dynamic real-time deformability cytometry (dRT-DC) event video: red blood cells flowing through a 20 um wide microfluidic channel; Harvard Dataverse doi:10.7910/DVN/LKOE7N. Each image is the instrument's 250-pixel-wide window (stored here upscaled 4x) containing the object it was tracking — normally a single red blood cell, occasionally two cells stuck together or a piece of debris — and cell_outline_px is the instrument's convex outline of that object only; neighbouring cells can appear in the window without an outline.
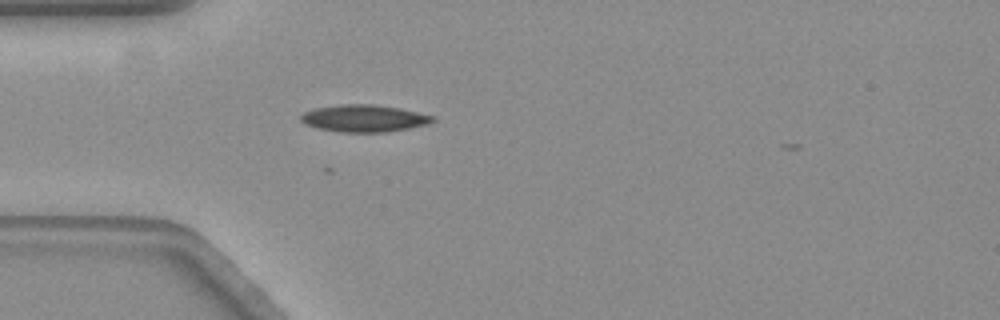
{"species": "common noctule bat (a hibernating species)", "species_latin": "Nyctalus noctula", "temperature_condition": "warm", "stored_images_in_passage": 42, "camera_frame_rate_fps": 3000, "um_per_image_px": 0.085, "animal": {"sex": "female", "body_mass_g": 19.3, "forearm_length_mm": 54.1}, "frame": {"image": 1, "passage_image": 2, "time_ms": 0.333, "image_size_px": [1000, 320], "cell_outline_px": [[436, 120], [428, 124], [388, 132], [340, 132], [320, 128], [308, 124], [300, 120], [300, 116], [304, 112], [316, 108], [340, 104], [372, 104], [400, 108], [436, 116]], "centroid_in_image_um": [31.0, 10.05], "position_along_channel_um": 54.0, "area_um2": 20.75}}
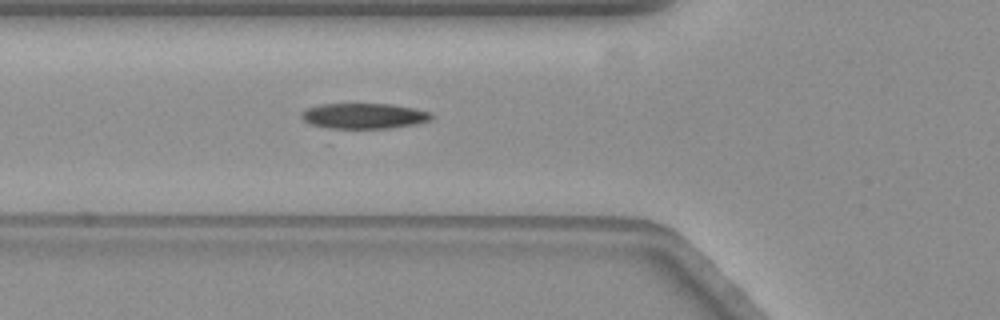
{"frame": {"image": 2, "passage_image": 6, "time_ms": 1.667, "image_size_px": [1000, 320], "cell_outline_px": [[432, 120], [416, 124], [392, 128], [336, 132], [312, 124], [304, 120], [300, 116], [300, 112], [308, 108], [320, 104], [392, 104], [416, 108], [432, 112]], "centroid_in_image_um": [30.91, 9.91], "position_along_channel_um": 94.9, "area_um2": 20.46}}
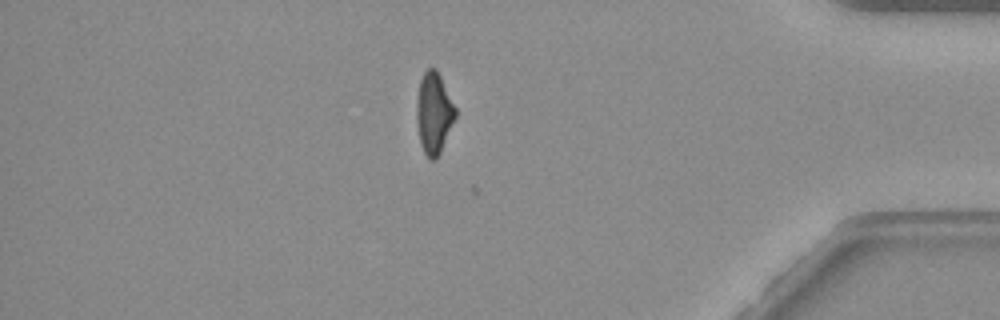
{"frame": {"image": 3, "passage_image": 35, "time_ms": 11.333, "image_size_px": [1000, 320], "cell_outline_px": [[456, 116], [440, 152], [436, 160], [428, 160], [420, 144], [416, 120], [416, 100], [420, 80], [424, 72], [428, 68], [436, 68], [456, 108]], "centroid_in_image_um": [36.86, 9.63], "position_along_channel_um": 398.3, "area_um2": 18.38}}